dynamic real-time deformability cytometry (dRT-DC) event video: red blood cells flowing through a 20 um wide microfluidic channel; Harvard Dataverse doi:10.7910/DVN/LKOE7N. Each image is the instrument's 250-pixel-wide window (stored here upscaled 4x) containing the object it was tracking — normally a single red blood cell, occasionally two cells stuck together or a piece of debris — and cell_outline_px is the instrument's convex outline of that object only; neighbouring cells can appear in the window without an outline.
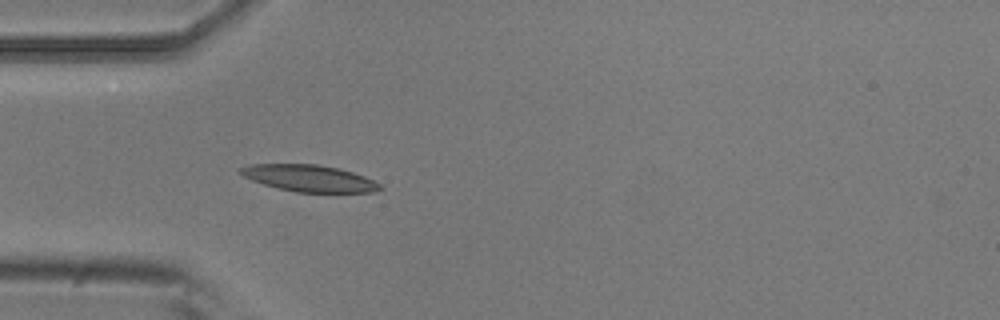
{"species": "common noctule bat (a hibernating species)", "species_latin": "Nyctalus noctula", "temperature_condition": "room temperature", "stored_images_in_passage": 4, "camera_frame_rate_fps": 3000, "um_per_image_px": 0.085, "animal": {"sex": "male", "body_mass_g": 20.5, "forearm_length_mm": 52.5}, "frame": {"image": 1, "passage_image": 4, "time_ms": 1.0, "image_size_px": [1000, 320], "cell_outline_px": [[384, 188], [376, 192], [296, 192], [264, 184], [252, 180], [236, 172], [240, 168], [248, 164], [316, 164], [340, 168], [364, 176], [380, 184]], "centroid_in_image_um": [26.28, 15.14], "position_along_channel_um": 58.7, "area_um2": 21.68}}